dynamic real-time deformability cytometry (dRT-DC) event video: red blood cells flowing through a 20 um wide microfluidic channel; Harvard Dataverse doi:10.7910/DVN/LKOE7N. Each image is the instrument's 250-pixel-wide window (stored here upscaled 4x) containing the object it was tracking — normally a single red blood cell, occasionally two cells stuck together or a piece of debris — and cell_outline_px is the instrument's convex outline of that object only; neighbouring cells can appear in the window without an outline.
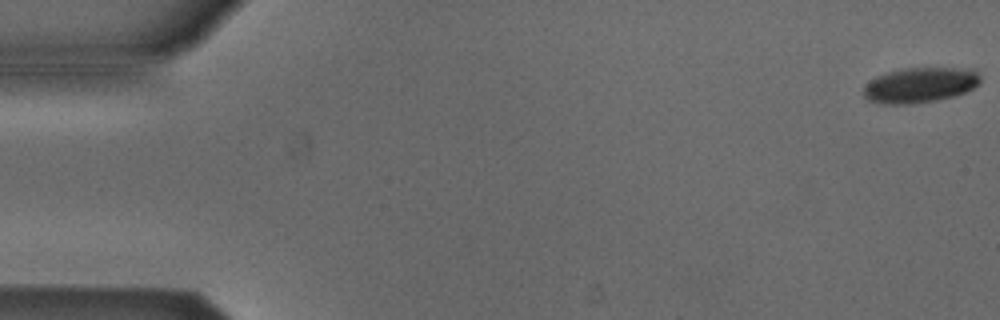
{"species": "Egyptian fruit bat (a non-hibernating species)", "species_latin": "Rousettus aegyptiacus", "temperature_condition": "cold", "stored_images_in_passage": 44, "camera_frame_rate_fps": 3000, "um_per_image_px": 0.085, "animal": {"sex": "male"}, "frame": {"image": 1, "passage_image": 1, "time_ms": 0.0, "image_size_px": [1000, 320], "cell_outline_px": [[980, 84], [956, 96], [936, 100], [912, 104], [880, 104], [868, 100], [864, 96], [864, 84], [876, 76], [888, 72], [908, 68], [952, 68], [976, 72], [980, 76]], "centroid_in_image_um": [78.14, 7.25], "position_along_channel_um": 6.9, "area_um2": 23.81}}
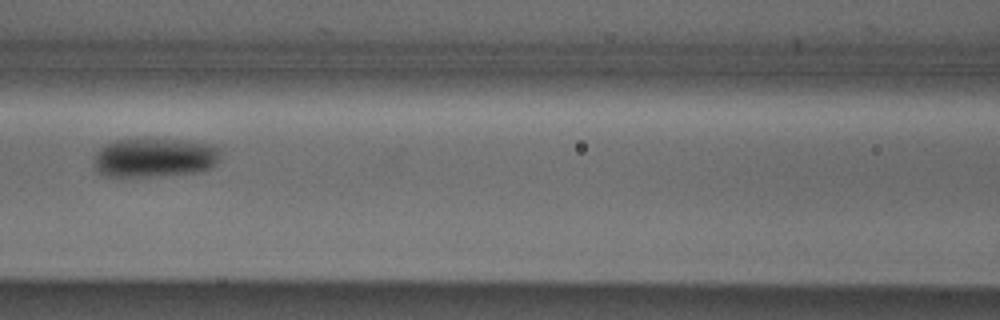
{"frame": {"image": 2, "passage_image": 24, "time_ms": 7.667, "image_size_px": [1000, 320], "cell_outline_px": [[220, 152], [216, 164], [208, 168], [196, 172], [148, 176], [104, 176], [96, 172], [96, 152], [100, 148], [116, 140], [144, 136], [148, 136], [184, 140], [216, 144], [220, 148]], "centroid_in_image_um": [13.16, 13.34], "position_along_channel_um": 153.4, "area_um2": 29.48}}
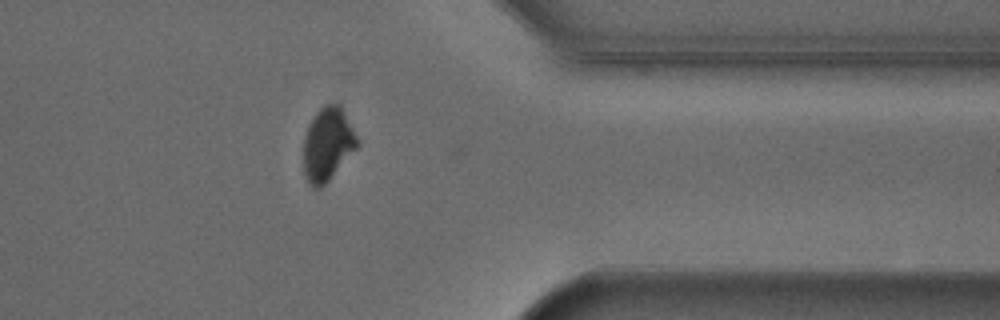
{"frame": {"image": 3, "passage_image": 43, "time_ms": 14.0, "image_size_px": [1000, 320], "cell_outline_px": [[360, 144], [328, 180], [320, 188], [312, 188], [308, 184], [304, 172], [304, 140], [308, 128], [316, 112], [324, 104], [340, 104]], "centroid_in_image_um": [27.84, 12.27], "position_along_channel_um": 383.6, "area_um2": 22.48}, "authors_computed_cell_mechanics": {"area_um2": 27.3683, "velocity_mm_per_s": 3.8472, "shape_relaxation_time_tau1_ms": 3.5663, "shape_relaxation_time_tau2_ms": null, "deformation_change_tau1": 0.1202, "deformation_change_tau2": null}}